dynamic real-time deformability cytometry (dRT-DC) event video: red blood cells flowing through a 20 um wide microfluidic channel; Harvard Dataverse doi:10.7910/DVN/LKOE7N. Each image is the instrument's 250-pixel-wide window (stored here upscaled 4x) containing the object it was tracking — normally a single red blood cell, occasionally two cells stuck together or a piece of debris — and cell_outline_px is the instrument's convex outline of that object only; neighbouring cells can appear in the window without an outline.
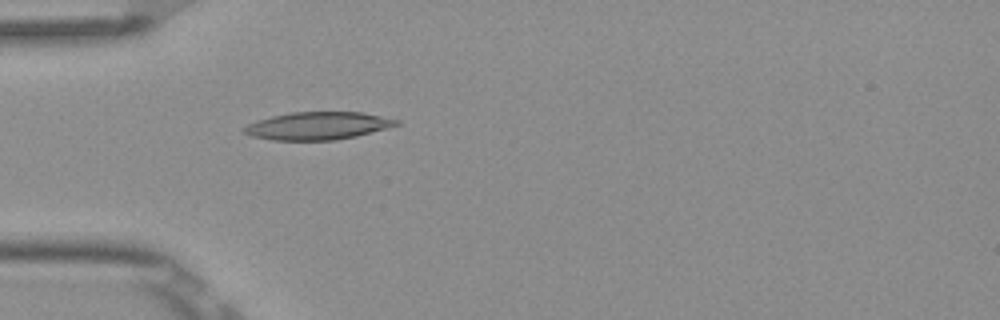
{"species": "Egyptian fruit bat (a non-hibernating species)", "species_latin": "Rousettus aegyptiacus", "temperature_condition": "room temperature", "stored_images_in_passage": 4, "camera_frame_rate_fps": 3000, "um_per_image_px": 0.085, "frame": {"image": 1, "passage_image": 4, "time_ms": 1.0, "image_size_px": [1000, 320], "cell_outline_px": [[400, 124], [356, 136], [336, 140], [272, 140], [252, 136], [244, 132], [244, 128], [248, 124], [256, 120], [272, 116], [292, 112], [364, 112], [400, 120]], "centroid_in_image_um": [27.02, 10.69], "position_along_channel_um": 58.0, "area_um2": 24.45}}